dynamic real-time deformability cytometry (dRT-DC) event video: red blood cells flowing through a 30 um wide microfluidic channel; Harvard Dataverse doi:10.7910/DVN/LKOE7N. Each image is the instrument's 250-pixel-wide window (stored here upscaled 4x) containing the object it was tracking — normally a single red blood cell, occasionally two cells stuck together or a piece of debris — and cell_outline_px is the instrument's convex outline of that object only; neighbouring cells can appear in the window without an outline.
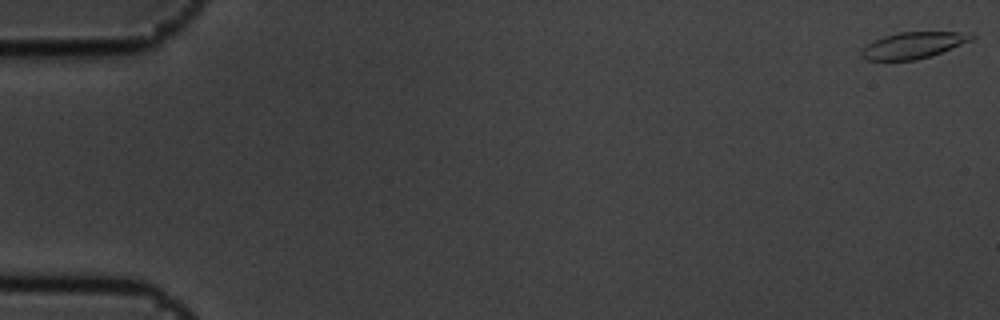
{"species": "common noctule bat (a hibernating species)", "species_latin": "Nyctalus noctula", "temperature_condition": "cold", "stored_images_in_passage": 6, "camera_frame_rate_fps": 3000, "um_per_image_px": 0.085, "animal": {"sex": "male", "body_mass_g": 19.5, "forearm_length_mm": 54.6}, "frame": {"image": 1, "passage_image": 1, "time_ms": 0.0, "image_size_px": [1000, 320], "cell_outline_px": [[976, 36], [972, 40], [940, 52], [916, 60], [864, 60], [860, 56], [860, 52], [868, 44], [884, 36], [896, 32], [960, 32]], "centroid_in_image_um": [77.57, 3.85], "position_along_channel_um": 7.4, "area_um2": 16.59}}